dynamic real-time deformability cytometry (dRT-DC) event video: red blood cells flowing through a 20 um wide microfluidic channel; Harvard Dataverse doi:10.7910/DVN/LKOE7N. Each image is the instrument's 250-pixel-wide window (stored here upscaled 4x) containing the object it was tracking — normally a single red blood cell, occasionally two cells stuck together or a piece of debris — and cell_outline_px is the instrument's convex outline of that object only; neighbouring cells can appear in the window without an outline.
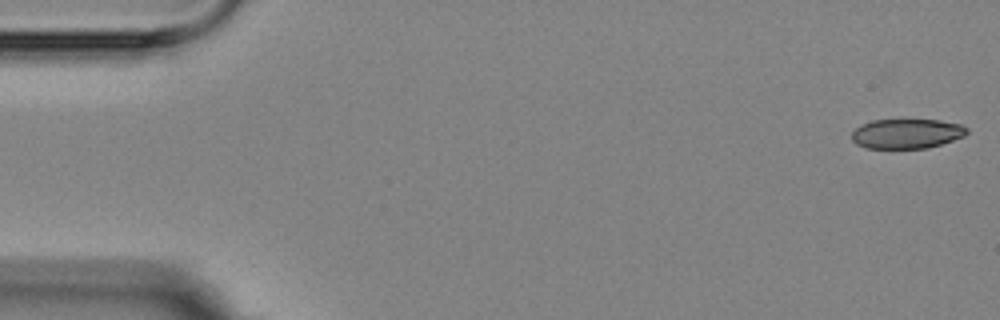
{"species": "Egyptian fruit bat (a non-hibernating species)", "species_latin": "Rousettus aegyptiacus", "temperature_condition": "room temperature", "stored_images_in_passage": 4, "camera_frame_rate_fps": 3000, "um_per_image_px": 0.085, "animal": {"sex": "female"}, "frame": {"image": 1, "passage_image": 1, "time_ms": 0.0, "image_size_px": [1000, 320], "cell_outline_px": [[968, 132], [964, 136], [928, 148], [864, 148], [856, 144], [852, 140], [852, 132], [856, 128], [872, 120], [940, 120], [960, 124], [968, 128]], "centroid_in_image_um": [77.07, 11.36], "position_along_channel_um": 7.9, "area_um2": 19.83}}
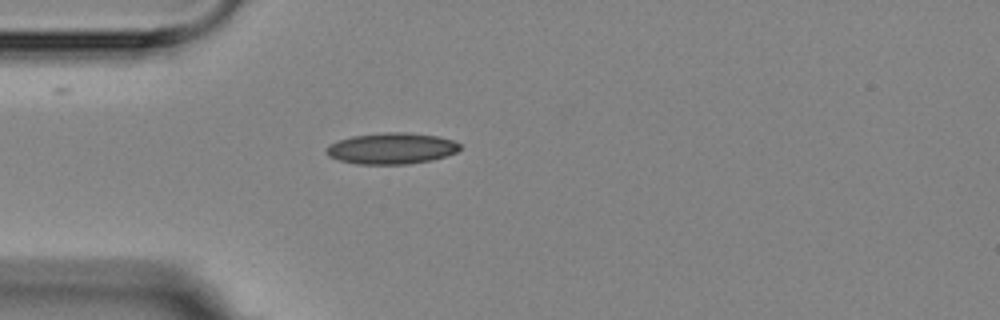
{"frame": {"image": 2, "passage_image": 4, "time_ms": 4.667, "image_size_px": [1000, 320], "cell_outline_px": [[460, 148], [456, 152], [432, 160], [408, 164], [356, 164], [340, 160], [328, 156], [324, 152], [324, 148], [328, 144], [352, 136], [384, 132], [408, 132], [440, 136], [452, 140], [460, 144]], "centroid_in_image_um": [33.25, 12.61], "position_along_channel_um": 51.7, "area_um2": 24.45}}